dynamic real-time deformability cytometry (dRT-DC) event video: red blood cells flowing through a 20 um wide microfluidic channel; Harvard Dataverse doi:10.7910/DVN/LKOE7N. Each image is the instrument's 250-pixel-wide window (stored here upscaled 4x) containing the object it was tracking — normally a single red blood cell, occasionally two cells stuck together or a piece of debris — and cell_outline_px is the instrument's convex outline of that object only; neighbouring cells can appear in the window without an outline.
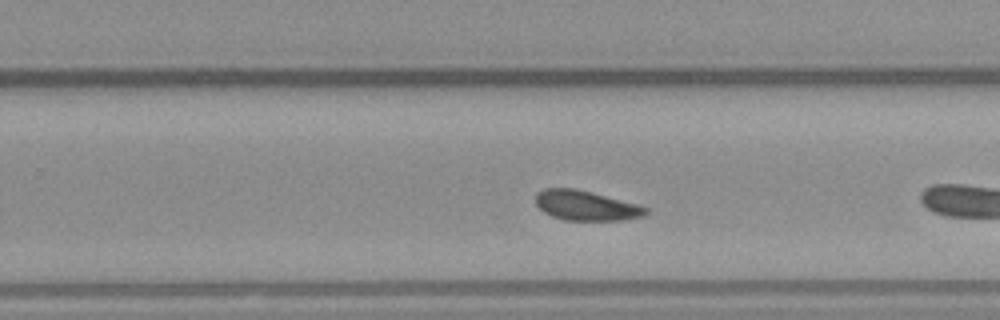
{"species": "common noctule bat (a hibernating species)", "species_latin": "Nyctalus noctula", "temperature_condition": "warm", "stored_images_in_passage": 38, "camera_frame_rate_fps": 3000, "um_per_image_px": 0.085, "animal": {"sex": "male", "body_mass_g": 23.1, "forearm_length_mm": 52.7}, "frame": {"image": 1, "passage_image": 17, "time_ms": 5.333, "image_size_px": [1000, 320], "cell_outline_px": [[648, 212], [644, 216], [628, 220], [564, 220], [552, 216], [544, 212], [536, 204], [536, 192], [544, 188], [572, 188], [640, 204], [648, 208]], "centroid_in_image_um": [49.83, 17.48], "position_along_channel_um": 280.0, "area_um2": 19.19}, "authors_computed_cell_mechanics": {"area_um2": 19.3052, "velocity_mm_per_s": 3.7939, "shape_relaxation_time_tau1_ms": 3.5375, "shape_relaxation_time_tau2_ms": null, "deformation_change_tau1": 0.0669, "deformation_change_tau2": null}}